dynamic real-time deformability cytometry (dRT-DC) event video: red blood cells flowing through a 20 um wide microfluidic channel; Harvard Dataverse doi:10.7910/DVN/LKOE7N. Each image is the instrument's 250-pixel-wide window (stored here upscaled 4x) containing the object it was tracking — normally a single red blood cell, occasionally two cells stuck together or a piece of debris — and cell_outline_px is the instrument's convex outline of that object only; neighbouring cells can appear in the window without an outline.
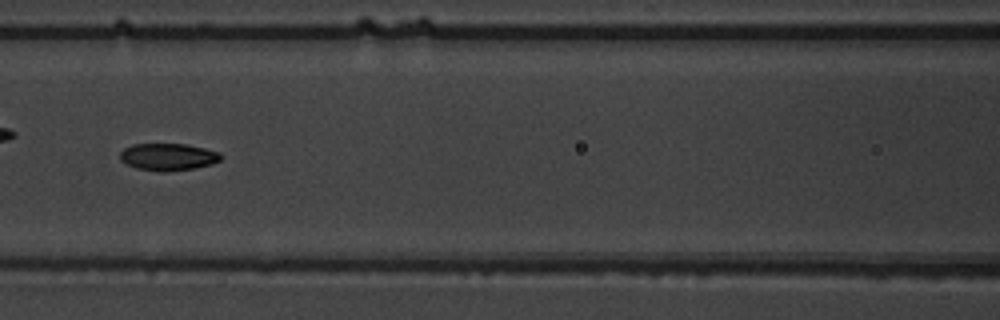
{"species": "common noctule bat (a hibernating species)", "species_latin": "Nyctalus noctula", "temperature_condition": "warm", "stored_images_in_passage": 52, "camera_frame_rate_fps": 3000, "um_per_image_px": 0.085, "animal": {"sex": "male", "body_mass_g": 19.5, "forearm_length_mm": 54.6}, "frame": {"image": 1, "passage_image": 23, "time_ms": 7.333, "image_size_px": [1000, 320], "cell_outline_px": [[224, 156], [220, 160], [212, 164], [196, 168], [164, 172], [160, 172], [136, 168], [120, 160], [120, 152], [124, 148], [132, 144], [184, 144], [204, 148], [220, 152]], "centroid_in_image_um": [14.31, 13.34], "position_along_channel_um": 152.3, "area_um2": 16.07}, "authors_computed_cell_mechanics": {"area_um2": 16.0973, "velocity_mm_per_s": 3.9683, "shape_relaxation_time_tau1_ms": 3.0164, "shape_relaxation_time_tau2_ms": 1.829, "deformation_change_tau1": 0.1273, "deformation_change_tau2": 0.0685}}